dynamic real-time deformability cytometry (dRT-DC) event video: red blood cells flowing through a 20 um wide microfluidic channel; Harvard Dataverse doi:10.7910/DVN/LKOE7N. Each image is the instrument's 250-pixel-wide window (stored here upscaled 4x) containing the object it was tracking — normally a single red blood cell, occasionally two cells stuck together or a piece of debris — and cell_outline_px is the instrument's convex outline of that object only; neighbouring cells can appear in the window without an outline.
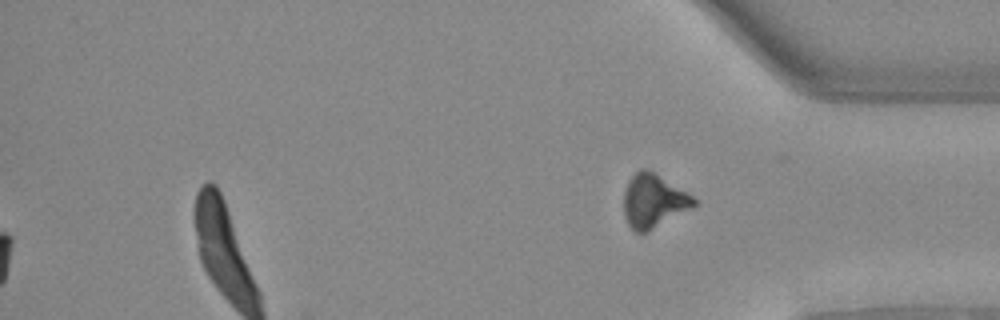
{"species": "Egyptian fruit bat (a non-hibernating species)", "species_latin": "Rousettus aegyptiacus", "temperature_condition": "warm", "stored_images_in_passage": 36, "segment_of_instrument_passage": [3, 3], "camera_frame_rate_fps": 3000, "um_per_image_px": 0.085, "animal": {"sex": "female"}, "frame": {"image": 1, "passage_image": 36, "time_ms": 11.667, "image_size_px": [1000, 320], "cell_outline_px": [[696, 204], [692, 208], [644, 232], [636, 232], [628, 224], [624, 216], [624, 192], [628, 180], [640, 168], [644, 168], [652, 172], [692, 196], [696, 200]], "centroid_in_image_um": [55.51, 17.08], "position_along_channel_um": 379.7, "area_um2": 21.15}}